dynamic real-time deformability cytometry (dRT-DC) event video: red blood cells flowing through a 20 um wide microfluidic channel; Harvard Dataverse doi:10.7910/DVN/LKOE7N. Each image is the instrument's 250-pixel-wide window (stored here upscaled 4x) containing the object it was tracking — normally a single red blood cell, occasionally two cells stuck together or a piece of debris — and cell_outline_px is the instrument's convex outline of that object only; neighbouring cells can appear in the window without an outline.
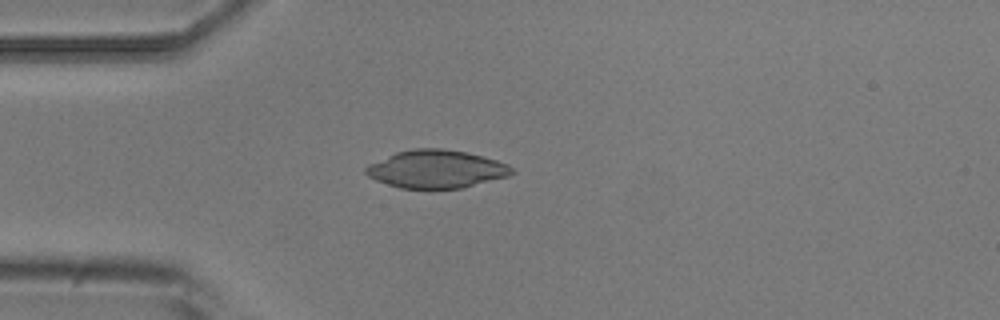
{"species": "common noctule bat (a hibernating species)", "species_latin": "Nyctalus noctula", "temperature_condition": "room temperature", "stored_images_in_passage": 4, "camera_frame_rate_fps": 3000, "um_per_image_px": 0.085, "animal": {"sex": "male", "body_mass_g": 20.5, "forearm_length_mm": 52.5}, "frame": {"image": 1, "passage_image": 4, "time_ms": 4.333, "image_size_px": [1000, 320], "cell_outline_px": [[516, 172], [508, 176], [464, 188], [400, 188], [376, 180], [368, 176], [364, 172], [364, 168], [368, 164], [396, 152], [416, 148], [440, 148], [468, 152], [496, 160], [508, 164]], "centroid_in_image_um": [37.09, 14.37], "position_along_channel_um": 47.9, "area_um2": 32.31}}